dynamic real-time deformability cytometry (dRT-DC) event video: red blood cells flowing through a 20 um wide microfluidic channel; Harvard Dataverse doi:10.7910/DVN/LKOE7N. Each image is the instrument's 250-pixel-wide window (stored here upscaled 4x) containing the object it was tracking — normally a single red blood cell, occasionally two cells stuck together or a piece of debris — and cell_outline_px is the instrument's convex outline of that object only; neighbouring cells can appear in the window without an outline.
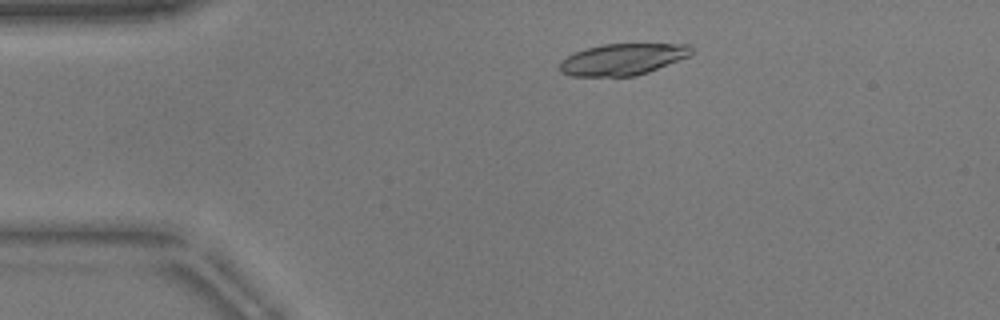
{"species": "common noctule bat (a hibernating species)", "species_latin": "Nyctalus noctula", "temperature_condition": "warm", "stored_images_in_passage": 44, "camera_frame_rate_fps": 3000, "um_per_image_px": 0.085, "animal": {"sex": "male", "body_mass_g": 17.9}, "frame": {"image": 1, "passage_image": 2, "time_ms": 0.333, "image_size_px": [1000, 320], "cell_outline_px": [[692, 52], [688, 56], [648, 72], [636, 76], [572, 76], [560, 72], [560, 60], [584, 48], [604, 44], [688, 44], [692, 48]], "centroid_in_image_um": [52.89, 5.04], "position_along_channel_um": 32.1, "area_um2": 23.99}}
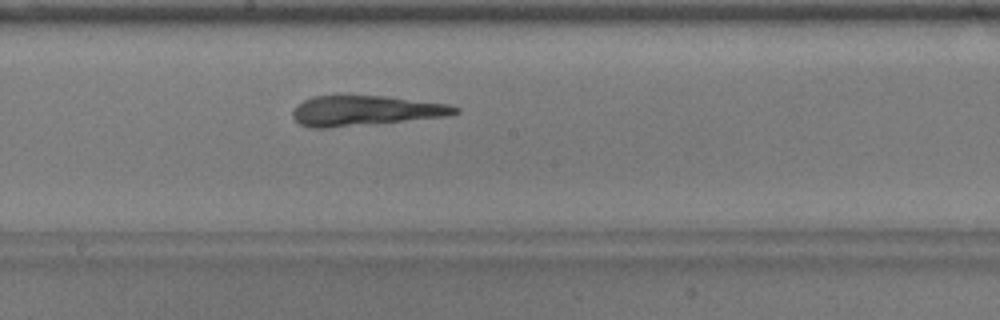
{"frame": {"image": 2, "passage_image": 20, "time_ms": 6.333, "image_size_px": [1000, 320], "cell_outline_px": [[460, 112], [448, 116], [328, 128], [308, 128], [300, 124], [292, 116], [292, 108], [296, 104], [312, 96], [336, 92], [388, 96], [452, 104], [460, 108]], "centroid_in_image_um": [30.99, 9.35], "position_along_channel_um": 217.2, "area_um2": 29.77}}
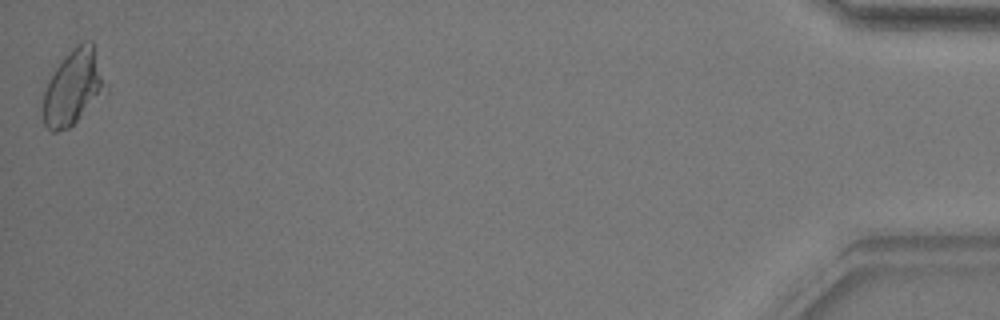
{"frame": {"image": 3, "passage_image": 44, "time_ms": 14.333, "image_size_px": [1000, 320], "cell_outline_px": [[108, 92], [68, 128], [56, 132], [52, 132], [44, 124], [40, 108], [44, 92], [48, 80], [56, 68], [72, 48], [76, 44], [84, 40], [92, 40], [108, 88]], "centroid_in_image_um": [6.23, 7.44], "position_along_channel_um": 429.0, "area_um2": 27.8}, "authors_computed_cell_mechanics": {"area_um2": 27.2816, "velocity_mm_per_s": 3.8367, "shape_relaxation_time_tau1_ms": null, "shape_relaxation_time_tau2_ms": 2.1291, "deformation_change_tau1": null, "deformation_change_tau2": 0.1511}}